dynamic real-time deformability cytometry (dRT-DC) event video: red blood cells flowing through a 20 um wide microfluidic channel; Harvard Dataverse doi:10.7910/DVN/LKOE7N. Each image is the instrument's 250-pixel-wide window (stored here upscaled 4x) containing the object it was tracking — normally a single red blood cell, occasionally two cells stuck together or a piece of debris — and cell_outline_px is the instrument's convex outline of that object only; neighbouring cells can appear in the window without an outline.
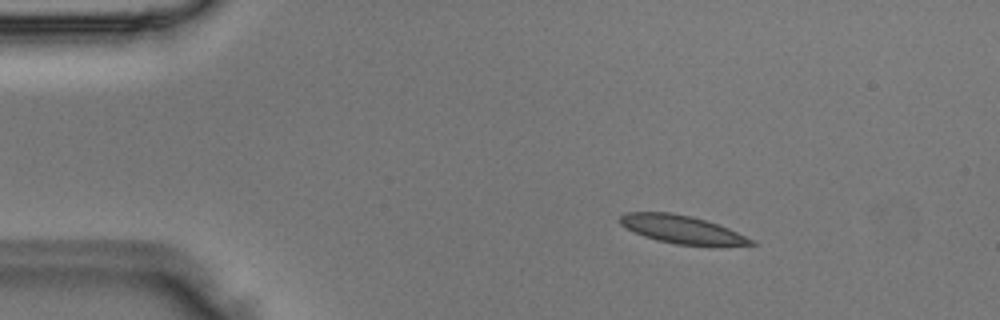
{"species": "Egyptian fruit bat (a non-hibernating species)", "species_latin": "Rousettus aegyptiacus", "temperature_condition": "room temperature", "stored_images_in_passage": 6, "camera_frame_rate_fps": 3000, "um_per_image_px": 0.085, "animal": {"sex": "male"}, "frame": {"image": 1, "passage_image": 2, "time_ms": 0.333, "image_size_px": [1000, 320], "cell_outline_px": [[756, 244], [676, 244], [656, 240], [644, 236], [620, 224], [620, 216], [628, 212], [672, 212], [692, 216], [728, 228], [756, 240]], "centroid_in_image_um": [57.92, 19.47], "position_along_channel_um": 27.1, "area_um2": 20.75}}
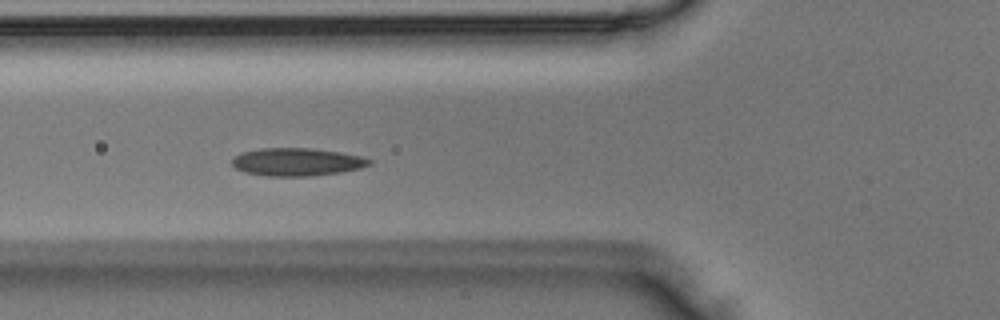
{"frame": {"image": 2, "passage_image": 5, "time_ms": 1.333, "image_size_px": [1000, 320], "cell_outline_px": [[372, 164], [360, 168], [340, 172], [312, 176], [268, 176], [244, 172], [236, 168], [232, 164], [232, 160], [240, 152], [260, 148], [312, 148], [340, 152], [360, 156], [372, 160]], "centroid_in_image_um": [25.23, 13.76], "position_along_channel_um": 100.6, "area_um2": 22.31}}
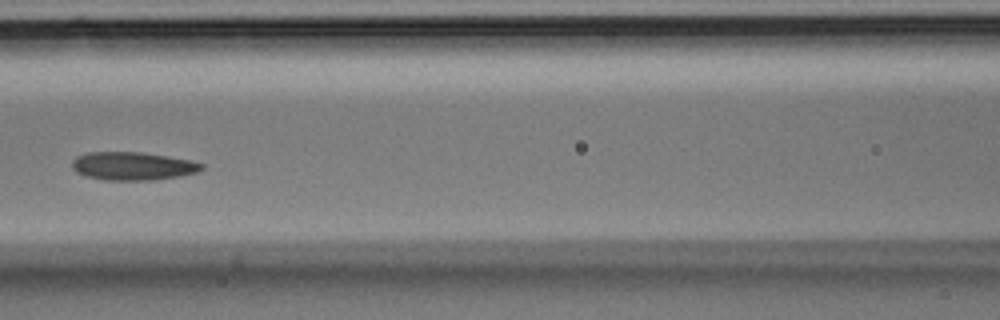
{"frame": {"image": 3, "passage_image": 6, "time_ms": 1.667, "image_size_px": [1000, 320], "cell_outline_px": [[204, 168], [196, 172], [180, 176], [152, 180], [104, 180], [88, 176], [76, 172], [72, 168], [72, 160], [76, 156], [88, 152], [140, 152], [168, 156], [188, 160], [204, 164]], "centroid_in_image_um": [11.26, 14.11], "position_along_channel_um": 155.3, "area_um2": 21.21}}